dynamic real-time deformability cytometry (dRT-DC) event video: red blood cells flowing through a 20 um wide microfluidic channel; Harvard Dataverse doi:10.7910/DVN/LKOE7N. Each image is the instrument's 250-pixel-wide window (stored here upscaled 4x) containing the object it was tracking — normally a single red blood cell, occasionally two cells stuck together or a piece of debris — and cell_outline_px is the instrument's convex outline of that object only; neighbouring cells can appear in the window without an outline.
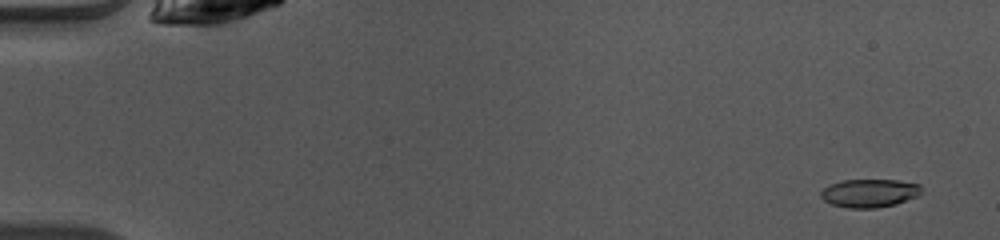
{"species": "common noctule bat (a hibernating species)", "species_latin": "Nyctalus noctula", "temperature_condition": "warm", "stored_images_in_passage": 49, "camera_frame_rate_fps": 3000, "um_per_image_px": 0.085, "animal": {"sex": "female", "body_mass_g": 10.0, "forearm_length_mm": 53.1}, "frame": {"image": 1, "passage_image": 3, "time_ms": 0.667, "image_size_px": [1000, 240], "cell_outline_px": [[920, 196], [896, 204], [876, 208], [848, 208], [832, 204], [824, 200], [820, 196], [820, 192], [828, 184], [840, 180], [896, 180], [920, 184]], "centroid_in_image_um": [73.89, 16.41], "position_along_channel_um": 11.1, "area_um2": 16.7}}
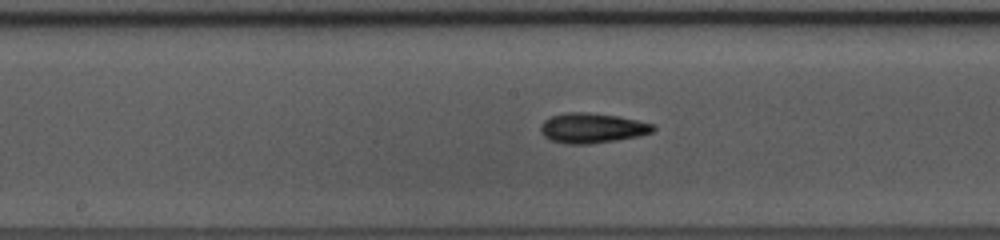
{"frame": {"image": 2, "passage_image": 26, "time_ms": 8.333, "image_size_px": [1000, 240], "cell_outline_px": [[656, 128], [652, 132], [640, 136], [616, 140], [588, 144], [568, 144], [552, 140], [544, 136], [540, 132], [540, 124], [544, 120], [552, 116], [568, 112], [584, 112], [616, 116], [656, 124]], "centroid_in_image_um": [50.34, 10.89], "position_along_channel_um": 197.9, "area_um2": 19.59}}
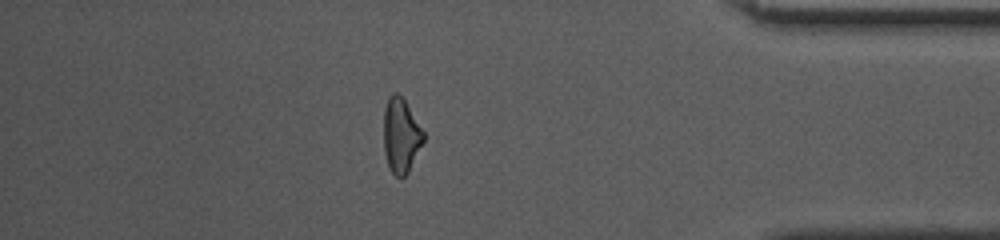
{"frame": {"image": 3, "passage_image": 43, "time_ms": 14.0, "image_size_px": [1000, 240], "cell_outline_px": [[424, 140], [408, 172], [404, 176], [396, 176], [392, 172], [388, 164], [384, 152], [384, 108], [392, 92], [396, 92], [404, 100], [424, 132]], "centroid_in_image_um": [34.07, 11.51], "position_along_channel_um": 401.1, "area_um2": 16.94}, "authors_computed_cell_mechanics": {"area_um2": 17.8024, "velocity_mm_per_s": 4.1127, "shape_relaxation_time_tau1_ms": 4.3174, "shape_relaxation_time_tau2_ms": 5.9753, "deformation_change_tau1": 0.1533, "deformation_change_tau2": 0.1555}}